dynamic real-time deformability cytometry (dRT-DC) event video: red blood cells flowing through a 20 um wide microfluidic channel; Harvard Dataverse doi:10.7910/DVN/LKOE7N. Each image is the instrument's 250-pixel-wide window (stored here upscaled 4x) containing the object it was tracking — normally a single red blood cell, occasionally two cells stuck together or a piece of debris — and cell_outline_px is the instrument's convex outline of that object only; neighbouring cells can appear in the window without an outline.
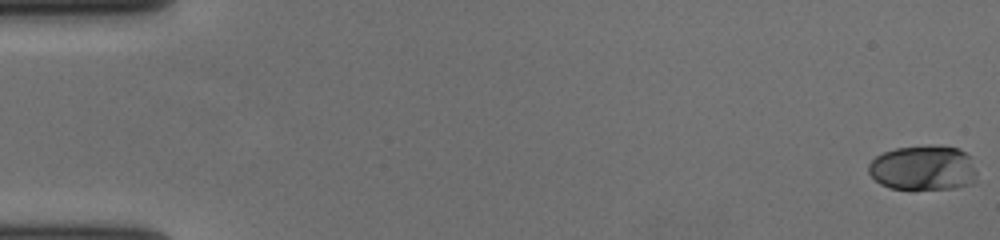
{"species": "human", "species_latin": "Homo sapiens", "temperature_condition": "cold", "stored_images_in_passage": 59, "camera_frame_rate_fps": 3000, "um_per_image_px": 0.085, "donor": {"sex": "female"}, "frame": {"image": 1, "passage_image": 1, "time_ms": 0.0, "image_size_px": [1000, 240], "cell_outline_px": [[976, 184], [956, 188], [912, 192], [888, 188], [880, 184], [868, 172], [868, 164], [876, 156], [884, 152], [896, 148], [928, 144], [960, 148], [972, 156], [976, 172]], "centroid_in_image_um": [78.52, 14.31], "position_along_channel_um": 6.5, "area_um2": 29.82}}
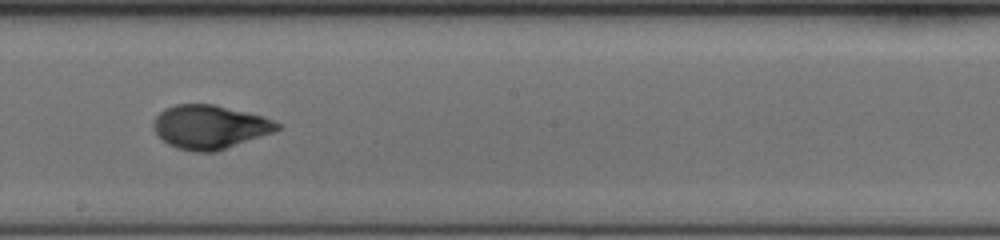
{"frame": {"image": 2, "passage_image": 34, "time_ms": 11.0, "image_size_px": [1000, 240], "cell_outline_px": [[280, 128], [272, 132], [216, 152], [192, 152], [176, 148], [168, 144], [156, 132], [152, 124], [156, 116], [164, 108], [176, 104], [212, 104], [264, 116], [280, 124]], "centroid_in_image_um": [17.8, 10.79], "position_along_channel_um": 230.4, "area_um2": 31.39}}
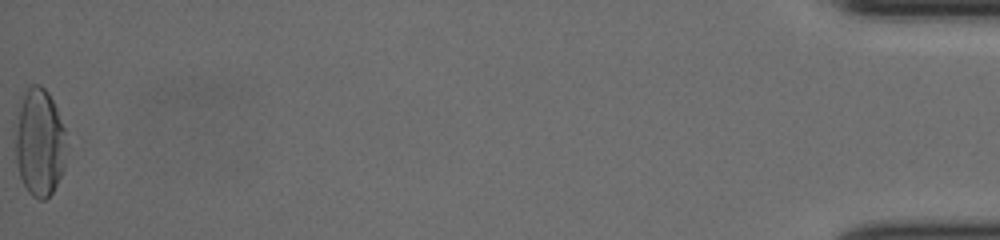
{"frame": {"image": 3, "passage_image": 59, "time_ms": 19.333, "image_size_px": [1000, 240], "cell_outline_px": [[68, 144], [64, 168], [52, 192], [44, 200], [40, 200], [32, 196], [28, 192], [20, 176], [16, 164], [12, 124], [24, 92], [32, 84], [40, 84], [48, 92], [56, 108], [64, 128]], "centroid_in_image_um": [3.32, 12.09], "position_along_channel_um": 431.9, "area_um2": 33.06}, "authors_computed_cell_mechanics": {"area_um2": 29.9404, "velocity_mm_per_s": 3.6286, "shape_relaxation_time_tau1_ms": 4.5494, "shape_relaxation_time_tau2_ms": 0.8445, "deformation_change_tau1": 0.2129, "deformation_change_tau2": 0.0384}}